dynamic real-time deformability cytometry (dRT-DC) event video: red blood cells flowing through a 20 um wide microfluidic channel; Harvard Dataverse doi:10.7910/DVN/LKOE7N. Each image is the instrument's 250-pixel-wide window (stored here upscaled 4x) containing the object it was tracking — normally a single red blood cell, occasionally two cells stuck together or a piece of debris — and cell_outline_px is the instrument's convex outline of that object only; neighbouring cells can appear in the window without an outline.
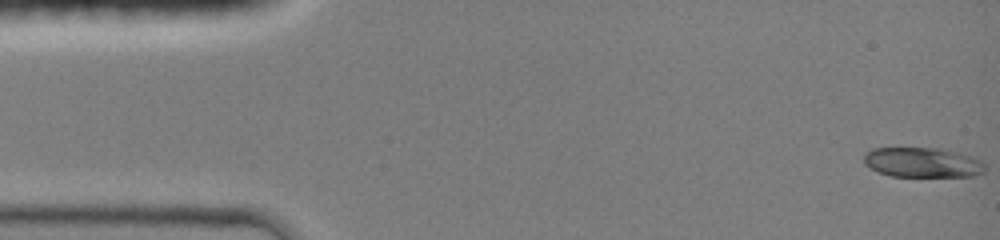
{"species": "common noctule bat (a hibernating species)", "species_latin": "Nyctalus noctula", "temperature_condition": "room temperature", "stored_images_in_passage": 46, "camera_frame_rate_fps": 3000, "um_per_image_px": 0.085, "animal": {"sex": "female", "body_mass_g": 19.0, "forearm_length_mm": 51.5}, "frame": {"image": 1, "passage_image": 1, "time_ms": 0.0, "image_size_px": [1000, 240], "cell_outline_px": [[984, 172], [972, 176], [892, 176], [880, 172], [864, 164], [864, 156], [872, 148], [936, 148], [956, 152], [968, 156], [984, 164]], "centroid_in_image_um": [78.37, 13.81], "position_along_channel_um": 6.6, "area_um2": 20.58}}
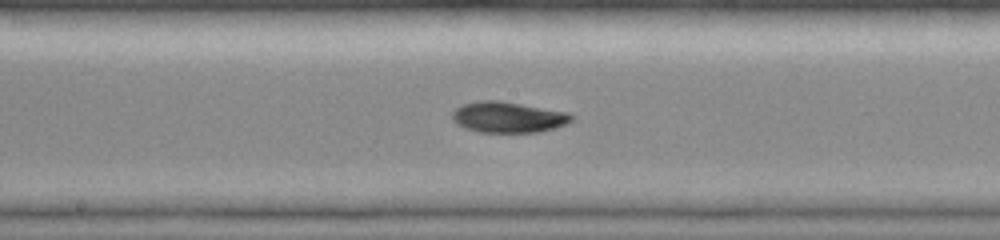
{"frame": {"image": 2, "passage_image": 24, "time_ms": 7.667, "image_size_px": [1000, 240], "cell_outline_px": [[576, 116], [572, 120], [556, 128], [540, 132], [480, 132], [464, 128], [456, 124], [452, 120], [452, 112], [460, 104], [480, 100], [496, 100], [568, 112]], "centroid_in_image_um": [43.16, 9.96], "position_along_channel_um": 205.0, "area_um2": 21.56}}
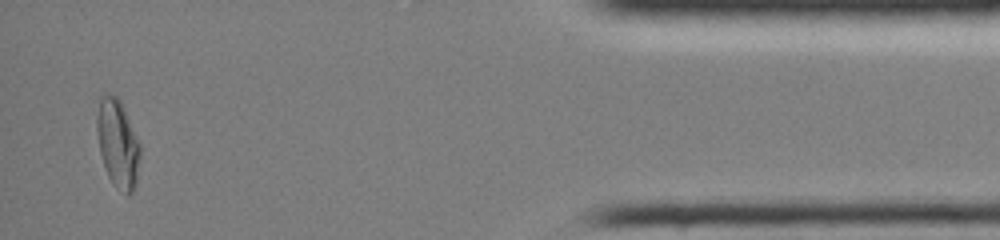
{"frame": {"image": 3, "passage_image": 44, "time_ms": 14.333, "image_size_px": [1000, 240], "cell_outline_px": [[140, 156], [136, 184], [132, 192], [128, 196], [116, 188], [112, 184], [108, 176], [100, 152], [96, 132], [96, 116], [100, 100], [104, 96], [116, 96], [120, 100], [140, 144]], "centroid_in_image_um": [10.01, 12.26], "position_along_channel_um": 425.2, "area_um2": 22.02}, "authors_computed_cell_mechanics": {"area_um2": 20.6635, "velocity_mm_per_s": 4.1783, "shape_relaxation_time_tau1_ms": null, "shape_relaxation_time_tau2_ms": 7.8126, "deformation_change_tau1": null, "deformation_change_tau2": 0.0729}}